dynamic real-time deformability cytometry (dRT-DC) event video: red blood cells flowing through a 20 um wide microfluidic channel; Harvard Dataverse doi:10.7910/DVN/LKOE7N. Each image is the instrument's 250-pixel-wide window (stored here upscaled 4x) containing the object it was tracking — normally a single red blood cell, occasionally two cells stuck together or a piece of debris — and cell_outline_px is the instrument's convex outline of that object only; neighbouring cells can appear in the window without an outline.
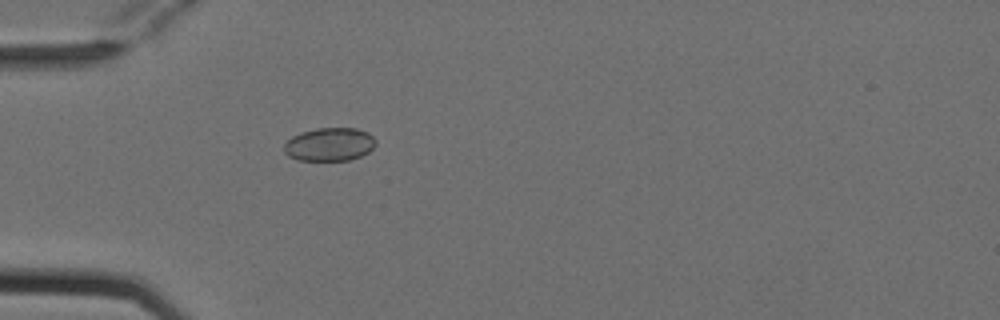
{"species": "Egyptian fruit bat (a non-hibernating species)", "species_latin": "Rousettus aegyptiacus", "temperature_condition": "cold", "stored_images_in_passage": 3, "camera_frame_rate_fps": 3000, "um_per_image_px": 0.085, "animal": {"sex": "female"}, "frame": {"image": 1, "passage_image": 3, "time_ms": 0.667, "image_size_px": [1000, 320], "cell_outline_px": [[376, 144], [368, 152], [360, 156], [348, 160], [300, 160], [288, 156], [284, 152], [284, 144], [292, 136], [300, 132], [316, 128], [356, 128], [368, 132], [376, 140]], "centroid_in_image_um": [28.0, 12.26], "position_along_channel_um": 57.0, "area_um2": 17.8}}